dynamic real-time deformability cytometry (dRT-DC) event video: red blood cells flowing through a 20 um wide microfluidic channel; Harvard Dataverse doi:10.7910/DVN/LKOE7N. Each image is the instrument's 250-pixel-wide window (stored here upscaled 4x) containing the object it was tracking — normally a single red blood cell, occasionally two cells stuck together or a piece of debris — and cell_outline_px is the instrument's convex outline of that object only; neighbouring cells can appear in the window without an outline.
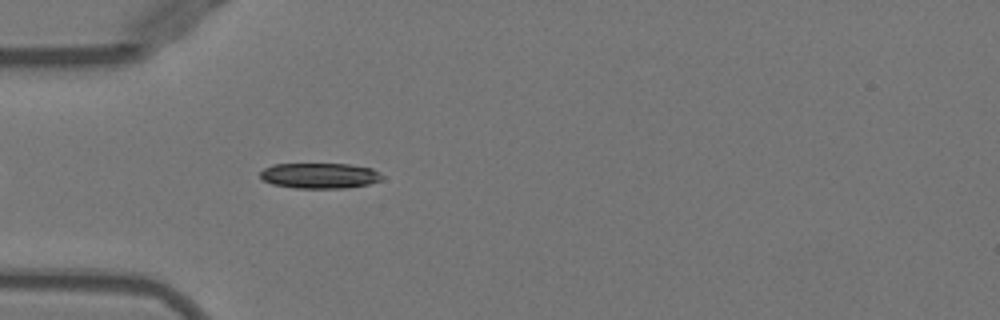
{"species": "Egyptian fruit bat (a non-hibernating species)", "species_latin": "Rousettus aegyptiacus", "temperature_condition": "warm", "stored_images_in_passage": 7, "camera_frame_rate_fps": 3000, "um_per_image_px": 0.085, "animal": {"sex": "female"}, "frame": {"image": 1, "passage_image": 5, "time_ms": 1.333, "image_size_px": [1000, 320], "cell_outline_px": [[384, 180], [368, 184], [348, 188], [296, 188], [272, 184], [264, 180], [260, 176], [260, 172], [264, 168], [272, 164], [348, 164], [372, 168], [380, 172], [384, 176]], "centroid_in_image_um": [27.22, 14.93], "position_along_channel_um": 57.8, "area_um2": 18.26}}